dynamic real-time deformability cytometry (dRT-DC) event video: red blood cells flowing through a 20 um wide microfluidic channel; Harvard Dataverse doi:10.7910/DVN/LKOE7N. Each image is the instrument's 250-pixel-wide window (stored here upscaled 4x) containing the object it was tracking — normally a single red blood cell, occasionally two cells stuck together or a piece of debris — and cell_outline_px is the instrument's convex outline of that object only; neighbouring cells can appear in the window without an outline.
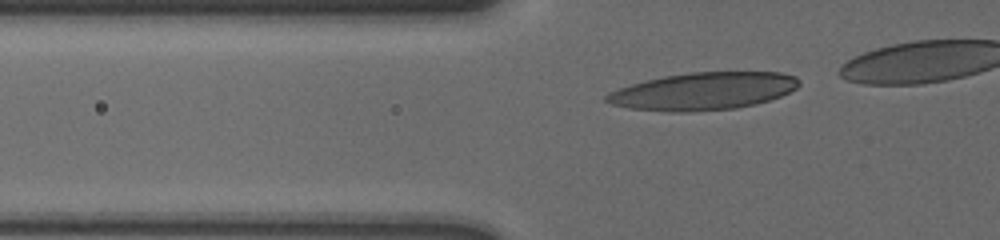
{"species": "human", "species_latin": "Homo sapiens", "temperature_condition": "cold", "stored_images_in_passage": 18, "camera_frame_rate_fps": 3000, "um_per_image_px": 0.085, "donor": {"sex": "male"}, "frame": {"image": 1, "passage_image": 7, "time_ms": 2.0, "image_size_px": [1000, 240], "cell_outline_px": [[800, 84], [796, 88], [780, 96], [756, 104], [736, 108], [684, 112], [672, 112], [628, 108], [612, 104], [604, 100], [604, 96], [608, 92], [644, 80], [664, 76], [688, 72], [780, 72], [796, 76], [800, 80]], "centroid_in_image_um": [59.77, 7.74], "position_along_channel_um": 66.0, "area_um2": 42.08}}
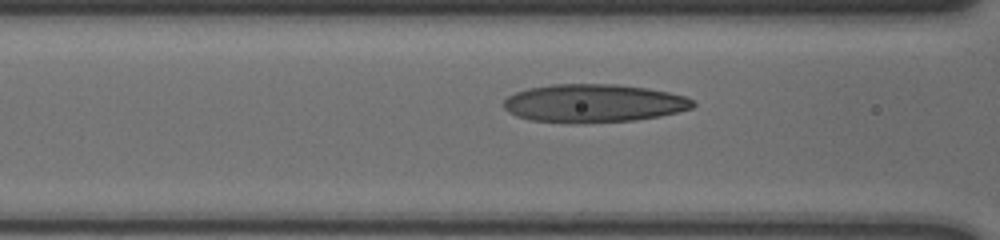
{"frame": {"image": 2, "passage_image": 12, "time_ms": 3.667, "image_size_px": [1000, 240], "cell_outline_px": [[696, 104], [692, 108], [660, 116], [636, 120], [532, 120], [516, 116], [508, 112], [504, 108], [504, 100], [508, 96], [516, 92], [528, 88], [552, 84], [616, 84], [648, 88], [688, 96]], "centroid_in_image_um": [50.5, 8.72], "position_along_channel_um": 116.1, "area_um2": 40.92}}
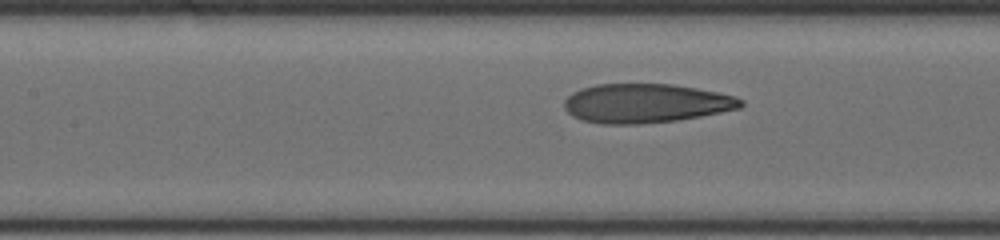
{"frame": {"image": 3, "passage_image": 15, "time_ms": 4.667, "image_size_px": [1000, 240], "cell_outline_px": [[744, 104], [740, 108], [700, 116], [676, 120], [636, 124], [604, 124], [580, 120], [572, 116], [564, 108], [564, 100], [572, 92], [580, 88], [596, 84], [672, 84], [696, 88], [736, 96], [744, 100]], "centroid_in_image_um": [54.86, 8.77], "position_along_channel_um": 152.5, "area_um2": 40.29}}